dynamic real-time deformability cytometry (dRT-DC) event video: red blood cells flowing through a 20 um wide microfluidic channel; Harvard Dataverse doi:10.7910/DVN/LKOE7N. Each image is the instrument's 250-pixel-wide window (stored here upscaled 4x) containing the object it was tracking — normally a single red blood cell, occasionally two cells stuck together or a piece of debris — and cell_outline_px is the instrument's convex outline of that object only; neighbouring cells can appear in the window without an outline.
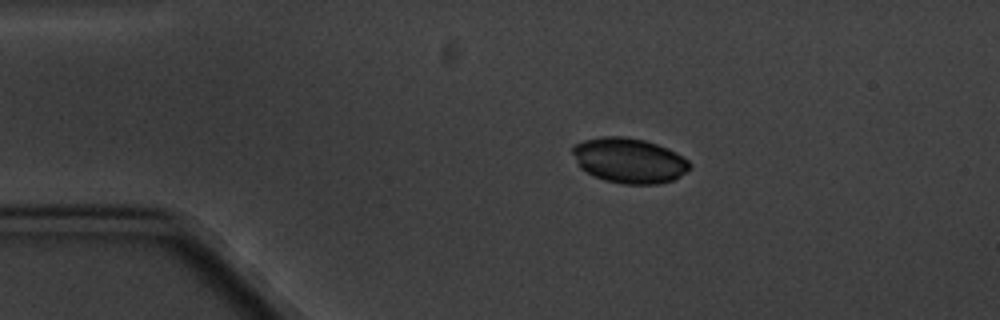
{"species": "common noctule bat (a hibernating species)", "species_latin": "Nyctalus noctula", "temperature_condition": "cold", "stored_images_in_passage": 5, "camera_frame_rate_fps": 3000, "um_per_image_px": 0.085, "animal": {"sex": "male", "body_mass_g": 20.1, "forearm_length_mm": 53.5}, "frame": {"image": 1, "passage_image": 2, "time_ms": 1.0, "image_size_px": [1000, 320], "cell_outline_px": [[692, 168], [680, 176], [672, 180], [656, 184], [624, 184], [604, 180], [580, 168], [572, 152], [572, 148], [576, 144], [584, 140], [600, 136], [624, 136], [644, 140], [668, 148], [676, 152], [688, 160], [692, 164]], "centroid_in_image_um": [53.5, 13.63], "position_along_channel_um": 31.5, "area_um2": 30.75}}